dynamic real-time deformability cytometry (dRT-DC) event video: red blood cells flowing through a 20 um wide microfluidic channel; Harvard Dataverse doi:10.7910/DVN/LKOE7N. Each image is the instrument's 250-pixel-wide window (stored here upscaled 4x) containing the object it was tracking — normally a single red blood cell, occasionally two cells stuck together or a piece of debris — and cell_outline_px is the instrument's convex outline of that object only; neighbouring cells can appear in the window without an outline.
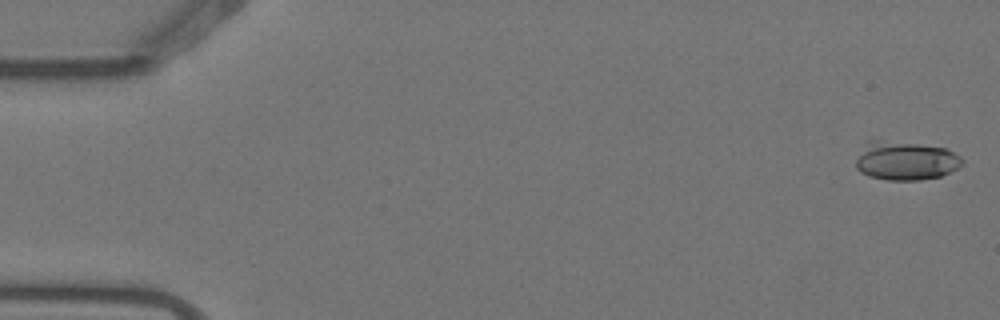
{"species": "Egyptian fruit bat (a non-hibernating species)", "species_latin": "Rousettus aegyptiacus", "temperature_condition": "warm", "stored_images_in_passage": 6, "camera_frame_rate_fps": 3000, "um_per_image_px": 0.085, "animal": {"sex": "female"}, "frame": {"image": 1, "passage_image": 1, "time_ms": 0.0, "image_size_px": [1000, 320], "cell_outline_px": [[964, 164], [960, 168], [940, 176], [920, 180], [888, 180], [868, 176], [860, 172], [856, 168], [856, 160], [868, 140], [880, 140], [916, 144], [944, 148], [960, 156], [964, 160]], "centroid_in_image_um": [76.99, 13.68], "position_along_channel_um": 8.0, "area_um2": 23.93}}
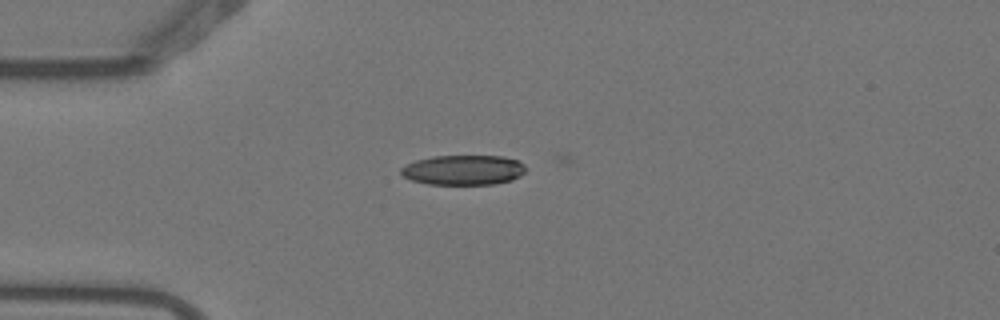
{"frame": {"image": 2, "passage_image": 4, "time_ms": 1.0, "image_size_px": [1000, 320], "cell_outline_px": [[528, 168], [520, 176], [512, 180], [496, 184], [428, 184], [412, 180], [404, 176], [400, 172], [400, 168], [416, 160], [432, 156], [504, 156], [520, 160]], "centroid_in_image_um": [39.45, 14.44], "position_along_channel_um": 45.6, "area_um2": 21.91}}
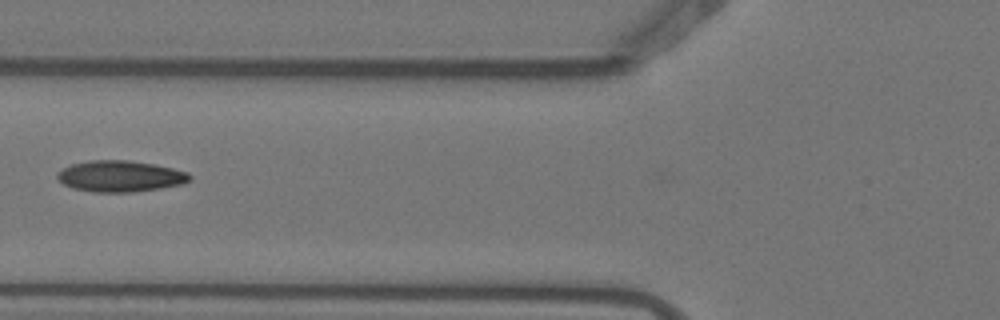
{"frame": {"image": 3, "passage_image": 6, "time_ms": 1.667, "image_size_px": [1000, 320], "cell_outline_px": [[192, 176], [184, 184], [160, 188], [132, 192], [92, 192], [72, 188], [64, 184], [56, 176], [56, 172], [72, 164], [88, 160], [128, 160], [152, 164], [172, 168], [188, 172]], "centroid_in_image_um": [10.2, 14.98], "position_along_channel_um": 115.6, "area_um2": 24.04}}